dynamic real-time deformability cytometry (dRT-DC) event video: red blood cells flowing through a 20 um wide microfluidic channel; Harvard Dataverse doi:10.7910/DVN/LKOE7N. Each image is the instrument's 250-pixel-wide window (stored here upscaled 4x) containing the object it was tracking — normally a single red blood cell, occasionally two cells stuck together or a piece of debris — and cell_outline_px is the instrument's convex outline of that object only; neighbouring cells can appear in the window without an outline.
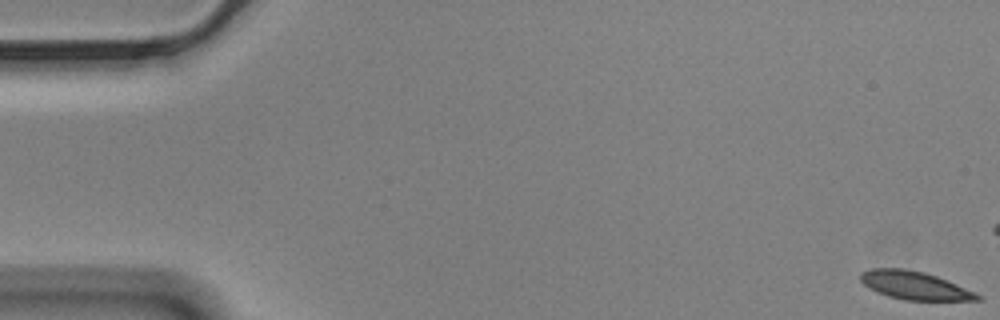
{"species": "Egyptian fruit bat (a non-hibernating species)", "species_latin": "Rousettus aegyptiacus", "temperature_condition": "cold", "stored_images_in_passage": 18, "camera_frame_rate_fps": 3000, "um_per_image_px": 0.085, "animal": {"sex": "male"}, "frame": {"image": 1, "passage_image": 1, "time_ms": 0.0, "image_size_px": [1000, 320], "cell_outline_px": [[980, 300], [904, 300], [888, 296], [876, 292], [864, 284], [860, 280], [860, 272], [872, 268], [900, 268], [924, 272], [936, 276], [956, 284], [980, 296]], "centroid_in_image_um": [77.66, 24.25], "position_along_channel_um": 7.3, "area_um2": 18.84}}